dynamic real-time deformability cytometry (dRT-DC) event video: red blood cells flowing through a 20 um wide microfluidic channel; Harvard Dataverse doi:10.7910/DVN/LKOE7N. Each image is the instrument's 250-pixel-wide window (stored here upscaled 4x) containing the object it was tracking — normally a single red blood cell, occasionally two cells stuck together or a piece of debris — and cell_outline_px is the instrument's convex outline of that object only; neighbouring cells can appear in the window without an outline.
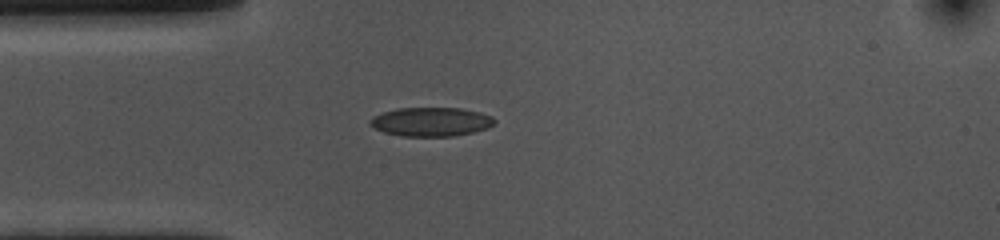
{"species": "common noctule bat (a hibernating species)", "species_latin": "Nyctalus noctula", "temperature_condition": "cold", "stored_images_in_passage": 53, "camera_frame_rate_fps": 3000, "um_per_image_px": 0.085, "animal": {"sex": "female", "body_mass_g": 10.0, "forearm_length_mm": 53.1}, "frame": {"image": 1, "passage_image": 12, "time_ms": 3.667, "image_size_px": [1000, 240], "cell_outline_px": [[496, 120], [488, 128], [472, 132], [452, 136], [400, 136], [384, 132], [368, 124], [372, 116], [396, 108], [460, 108], [480, 112], [492, 116]], "centroid_in_image_um": [36.63, 10.35], "position_along_channel_um": 48.4, "area_um2": 20.92}}
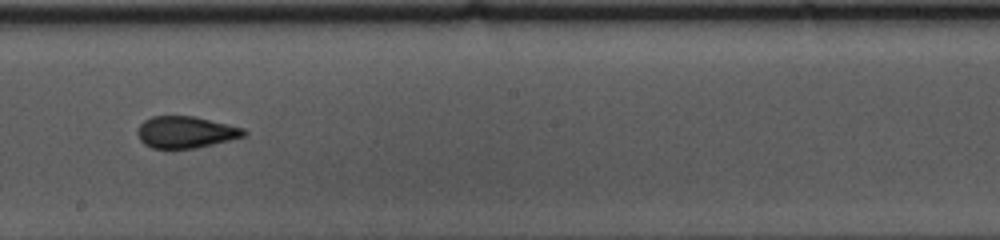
{"frame": {"image": 2, "passage_image": 28, "time_ms": 9.0, "image_size_px": [1000, 240], "cell_outline_px": [[248, 132], [244, 136], [196, 148], [152, 148], [144, 144], [140, 140], [136, 132], [140, 124], [144, 120], [152, 116], [196, 116], [244, 128]], "centroid_in_image_um": [15.77, 11.22], "position_along_channel_um": 232.4, "area_um2": 19.65}}
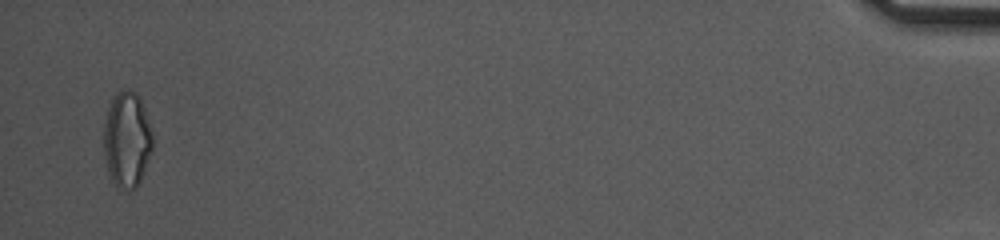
{"frame": {"image": 3, "passage_image": 52, "time_ms": 17.0, "image_size_px": [1000, 240], "cell_outline_px": [[152, 148], [144, 172], [136, 188], [116, 188], [108, 172], [104, 156], [104, 124], [108, 108], [112, 96], [120, 88], [128, 88], [136, 92], [140, 96], [144, 108], [152, 136]], "centroid_in_image_um": [10.77, 11.81], "position_along_channel_um": 424.4, "area_um2": 27.34}, "authors_computed_cell_mechanics": {"area_um2": 20.1144, "velocity_mm_per_s": 3.5663, "shape_relaxation_time_tau1_ms": 3.7414, "shape_relaxation_time_tau2_ms": 1.1462, "deformation_change_tau1": 0.1102, "deformation_change_tau2": 0.0434}}